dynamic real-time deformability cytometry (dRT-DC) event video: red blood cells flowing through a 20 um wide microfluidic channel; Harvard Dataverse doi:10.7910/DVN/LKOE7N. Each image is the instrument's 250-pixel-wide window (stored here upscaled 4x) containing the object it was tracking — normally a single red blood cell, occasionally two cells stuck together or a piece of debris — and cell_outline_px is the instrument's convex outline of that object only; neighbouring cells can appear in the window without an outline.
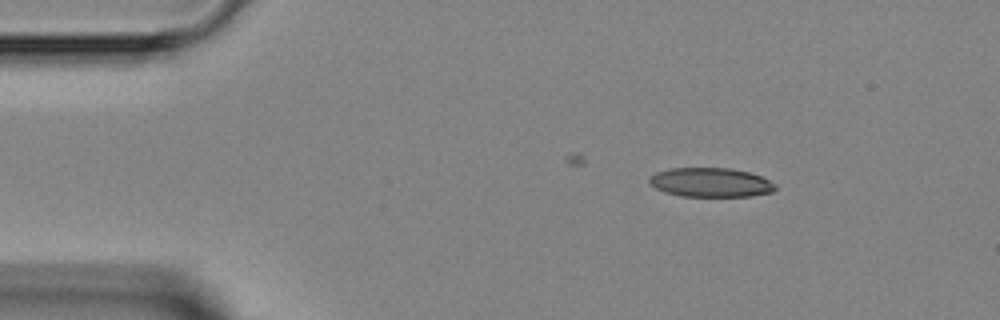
{"species": "Egyptian fruit bat (a non-hibernating species)", "species_latin": "Rousettus aegyptiacus", "temperature_condition": "room temperature", "stored_images_in_passage": 2, "camera_frame_rate_fps": 3000, "um_per_image_px": 0.085, "animal": {"sex": "female"}, "frame": {"image": 1, "passage_image": 1, "time_ms": 0.0, "image_size_px": [1000, 320], "cell_outline_px": [[776, 188], [772, 192], [752, 196], [680, 196], [664, 192], [656, 188], [648, 180], [656, 172], [672, 168], [728, 168], [748, 172], [760, 176], [776, 184]], "centroid_in_image_um": [60.42, 15.51], "position_along_channel_um": 24.6, "area_um2": 21.27}}